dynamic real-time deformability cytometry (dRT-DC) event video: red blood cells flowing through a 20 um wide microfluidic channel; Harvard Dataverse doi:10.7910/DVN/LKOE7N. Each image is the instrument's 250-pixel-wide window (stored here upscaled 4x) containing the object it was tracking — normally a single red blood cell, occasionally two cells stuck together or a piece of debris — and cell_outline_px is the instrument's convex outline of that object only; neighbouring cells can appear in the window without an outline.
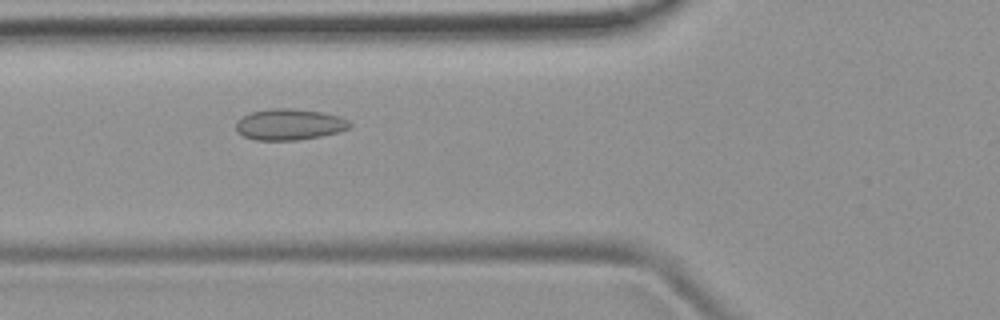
{"species": "common noctule bat (a hibernating species)", "species_latin": "Nyctalus noctula", "temperature_condition": "room temperature", "stored_images_in_passage": 35, "camera_frame_rate_fps": 3000, "um_per_image_px": 0.085, "animal": {"sex": "female", "body_mass_g": 19.9}, "frame": {"image": 1, "passage_image": 9, "time_ms": 2.667, "image_size_px": [1000, 320], "cell_outline_px": [[352, 124], [348, 128], [336, 132], [320, 136], [296, 140], [256, 140], [244, 136], [236, 132], [236, 124], [244, 116], [252, 112], [272, 108], [292, 108], [320, 112], [340, 116], [348, 120]], "centroid_in_image_um": [24.59, 10.57], "position_along_channel_um": 101.2, "area_um2": 20.4}}
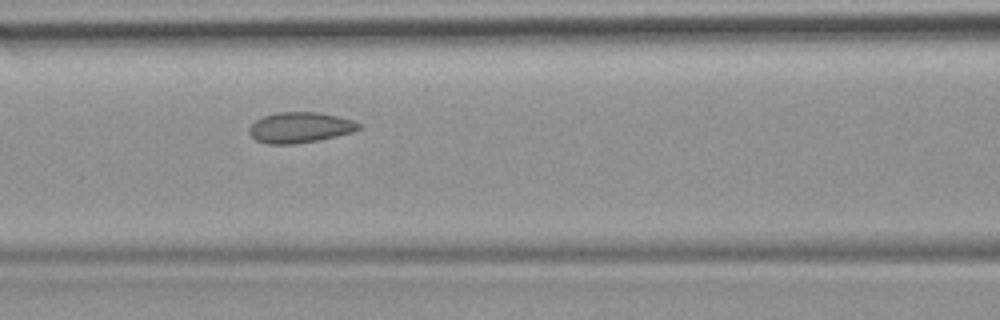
{"frame": {"image": 2, "passage_image": 12, "time_ms": 3.667, "image_size_px": [1000, 320], "cell_outline_px": [[360, 128], [352, 132], [320, 140], [296, 144], [268, 144], [256, 140], [248, 132], [248, 128], [256, 120], [264, 116], [276, 112], [316, 112], [336, 116], [352, 120], [360, 124]], "centroid_in_image_um": [25.47, 10.84], "position_along_channel_um": 141.1, "area_um2": 19.48}}
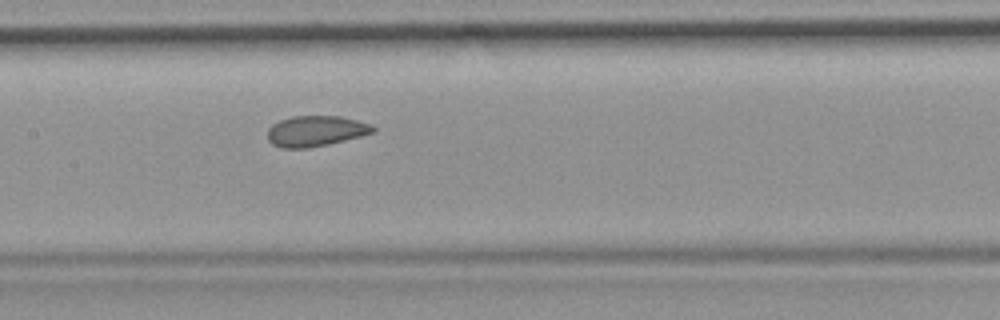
{"frame": {"image": 3, "passage_image": 15, "time_ms": 4.667, "image_size_px": [1000, 320], "cell_outline_px": [[376, 132], [328, 144], [308, 148], [280, 148], [272, 144], [268, 140], [268, 128], [272, 124], [280, 120], [292, 116], [340, 116], [372, 124], [376, 128]], "centroid_in_image_um": [26.83, 11.14], "position_along_channel_um": 180.6, "area_um2": 18.9}, "authors_computed_cell_mechanics": {"area_um2": 19.1896, "velocity_mm_per_s": 3.9663, "shape_relaxation_time_tau1_ms": null, "shape_relaxation_time_tau2_ms": 1.3619, "deformation_change_tau1": null, "deformation_change_tau2": 0.0644}}